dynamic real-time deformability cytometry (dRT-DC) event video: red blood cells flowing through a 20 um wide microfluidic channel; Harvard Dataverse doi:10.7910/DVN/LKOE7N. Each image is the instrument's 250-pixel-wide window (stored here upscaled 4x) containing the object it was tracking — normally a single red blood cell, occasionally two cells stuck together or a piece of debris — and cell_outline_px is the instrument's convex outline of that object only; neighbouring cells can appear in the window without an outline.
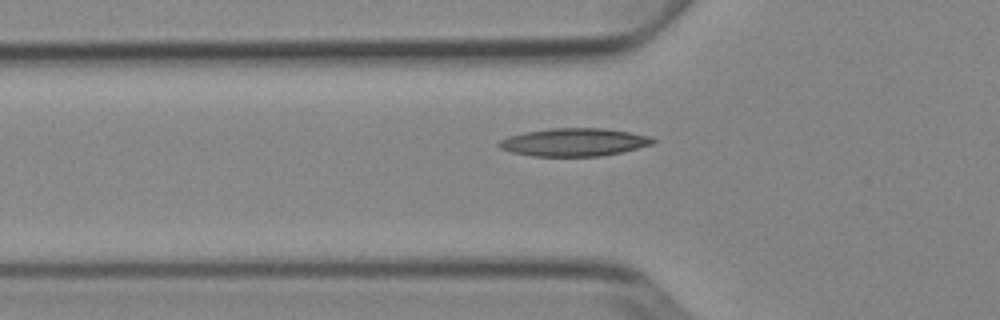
{"species": "Egyptian fruit bat (a non-hibernating species)", "species_latin": "Rousettus aegyptiacus", "temperature_condition": "cold", "stored_images_in_passage": 52, "camera_frame_rate_fps": 3000, "um_per_image_px": 0.085, "animal": {"sex": "female"}, "frame": {"image": 1, "passage_image": 18, "time_ms": 5.667, "image_size_px": [1000, 320], "cell_outline_px": [[656, 140], [652, 144], [620, 152], [600, 156], [532, 156], [512, 152], [500, 148], [496, 144], [500, 140], [508, 136], [524, 132], [552, 128], [604, 128], [652, 136]], "centroid_in_image_um": [48.77, 12.08], "position_along_channel_um": 77.0, "area_um2": 24.97}}
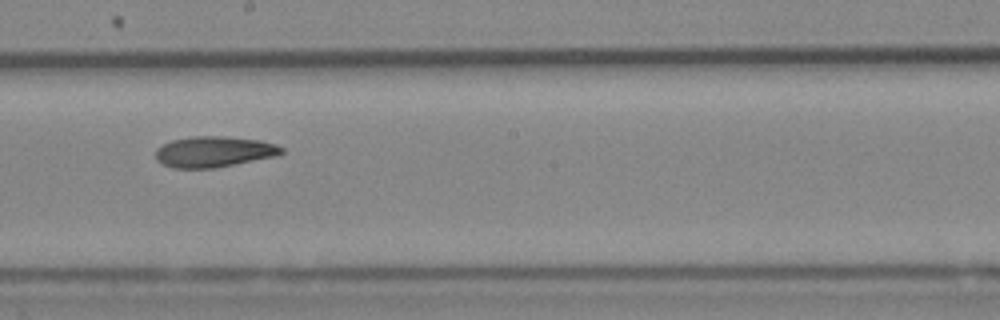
{"frame": {"image": 2, "passage_image": 30, "time_ms": 9.667, "image_size_px": [1000, 320], "cell_outline_px": [[284, 152], [276, 156], [216, 168], [172, 168], [156, 160], [156, 148], [172, 140], [192, 136], [224, 136], [260, 140], [276, 144], [284, 148]], "centroid_in_image_um": [18.2, 12.89], "position_along_channel_um": 230.0, "area_um2": 22.72}}
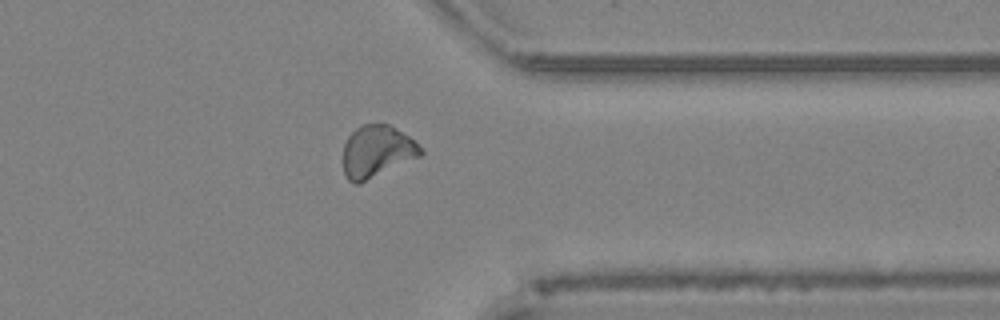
{"frame": {"image": 3, "passage_image": 42, "time_ms": 13.667, "image_size_px": [1000, 320], "cell_outline_px": [[424, 152], [420, 156], [360, 184], [352, 184], [348, 180], [344, 172], [344, 144], [348, 136], [356, 128], [364, 124], [388, 124], [408, 136]], "centroid_in_image_um": [32.0, 12.9], "position_along_channel_um": 379.4, "area_um2": 23.24}, "authors_computed_cell_mechanics": {"area_um2": 22.7154, "velocity_mm_per_s": 3.834, "shape_relaxation_time_tau1_ms": null, "shape_relaxation_time_tau2_ms": 9.8039, "deformation_change_tau1": null, "deformation_change_tau2": 0.1902}}